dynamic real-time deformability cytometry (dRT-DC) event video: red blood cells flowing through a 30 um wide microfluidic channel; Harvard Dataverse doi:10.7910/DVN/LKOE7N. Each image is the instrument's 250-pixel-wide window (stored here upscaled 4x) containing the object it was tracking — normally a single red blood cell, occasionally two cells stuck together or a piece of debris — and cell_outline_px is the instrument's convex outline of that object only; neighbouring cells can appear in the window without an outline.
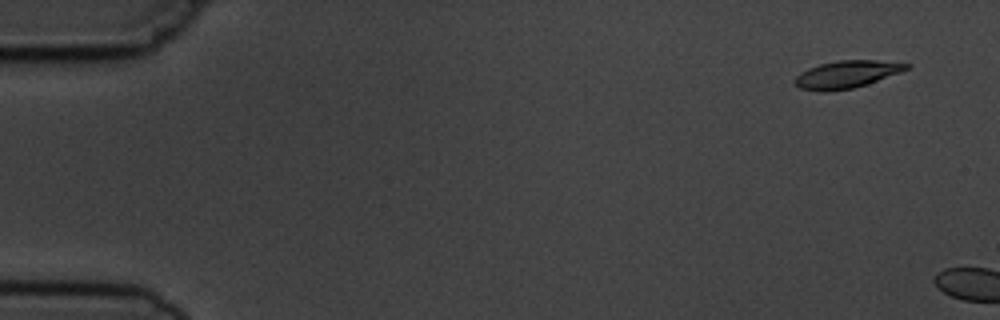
{"species": "common noctule bat (a hibernating species)", "species_latin": "Nyctalus noctula", "temperature_condition": "cold", "stored_images_in_passage": 2, "camera_frame_rate_fps": 3000, "um_per_image_px": 0.085, "animal": {"sex": "male", "body_mass_g": 19.5, "forearm_length_mm": 54.6}, "frame": {"image": 1, "passage_image": 1, "time_ms": 0.0, "image_size_px": [1000, 320], "cell_outline_px": [[912, 64], [908, 68], [900, 72], [852, 88], [828, 92], [820, 92], [800, 88], [796, 84], [796, 76], [800, 72], [808, 68], [820, 64], [840, 60], [876, 60]], "centroid_in_image_um": [71.93, 6.32], "position_along_channel_um": 13.1, "area_um2": 17.51}}